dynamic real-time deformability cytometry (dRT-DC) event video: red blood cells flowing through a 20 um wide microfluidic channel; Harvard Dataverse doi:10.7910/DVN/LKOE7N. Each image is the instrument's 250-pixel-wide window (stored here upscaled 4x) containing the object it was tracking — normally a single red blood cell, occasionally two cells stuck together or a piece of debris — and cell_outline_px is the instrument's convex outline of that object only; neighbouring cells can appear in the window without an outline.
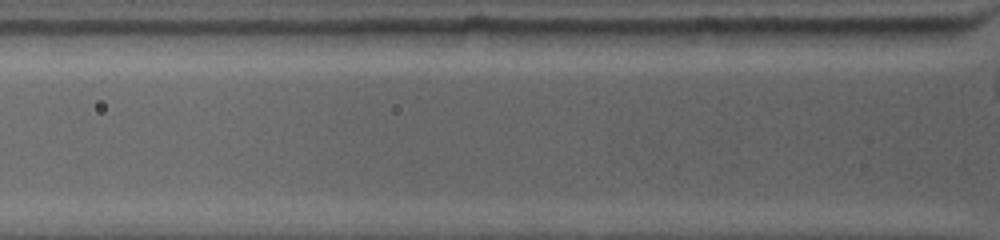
{"species": "common noctule bat (a hibernating species)", "species_latin": "Nyctalus noctula", "temperature_condition": "warm", "stored_images_in_passage": 2, "camera_frame_rate_fps": 4500, "um_per_image_px": 0.085, "animal": {"sex": "female", "body_mass_g": 19.0, "forearm_length_mm": 53.3}, "frame": {"image": 1, "passage_image": 2, "time_ms": 0.444, "image_size_px": [1000, 240], "cell_outline_px": [[944, 36], [940, 44], [832, 48], [796, 28], [944, 28]], "centroid_in_image_um": [74.41, 3.11], "position_along_channel_um": 51.4, "area_um2": 16.99}}